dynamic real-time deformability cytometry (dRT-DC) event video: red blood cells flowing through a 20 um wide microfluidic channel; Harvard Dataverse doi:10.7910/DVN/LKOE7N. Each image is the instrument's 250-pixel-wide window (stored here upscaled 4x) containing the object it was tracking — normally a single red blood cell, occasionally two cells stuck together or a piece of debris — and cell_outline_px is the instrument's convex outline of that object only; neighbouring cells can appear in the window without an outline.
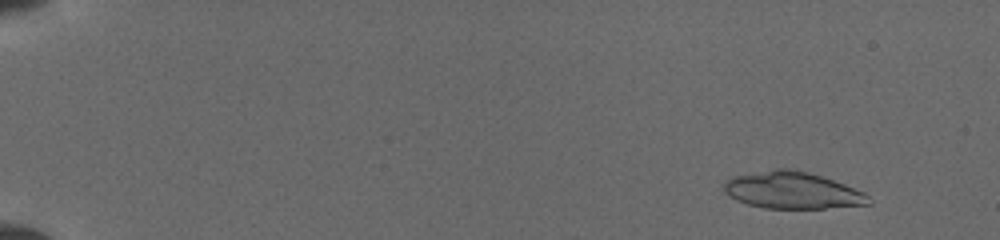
{"species": "common noctule bat (a hibernating species)", "species_latin": "Nyctalus noctula", "temperature_condition": "cold", "stored_images_in_passage": 48, "segment_of_instrument_passage": [1, 2], "camera_frame_rate_fps": 3000, "um_per_image_px": 0.085, "animal": {"sex": "female", "body_mass_g": 19.5, "forearm_length_mm": 54.1}, "frame": {"image": 1, "passage_image": 10, "time_ms": 1.667, "image_size_px": [1000, 240], "cell_outline_px": [[872, 204], [824, 208], [764, 208], [748, 204], [736, 200], [728, 196], [724, 192], [724, 184], [732, 176], [776, 168], [788, 168], [808, 172], [844, 184], [864, 192], [872, 200]], "centroid_in_image_um": [67.34, 16.18], "position_along_channel_um": 17.7, "area_um2": 30.98}}
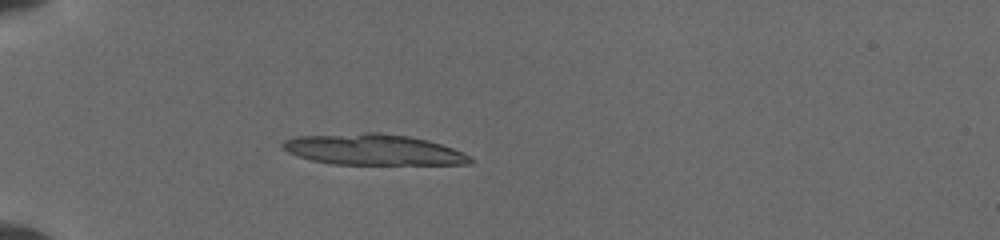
{"frame": {"image": 2, "passage_image": 25, "time_ms": 5.667, "image_size_px": [1000, 240], "cell_outline_px": [[476, 160], [472, 164], [332, 164], [312, 160], [288, 152], [280, 148], [280, 144], [284, 140], [296, 136], [368, 132], [380, 132], [408, 136], [428, 140], [452, 148], [472, 156]], "centroid_in_image_um": [31.73, 12.71], "position_along_channel_um": 53.3, "area_um2": 33.93}}